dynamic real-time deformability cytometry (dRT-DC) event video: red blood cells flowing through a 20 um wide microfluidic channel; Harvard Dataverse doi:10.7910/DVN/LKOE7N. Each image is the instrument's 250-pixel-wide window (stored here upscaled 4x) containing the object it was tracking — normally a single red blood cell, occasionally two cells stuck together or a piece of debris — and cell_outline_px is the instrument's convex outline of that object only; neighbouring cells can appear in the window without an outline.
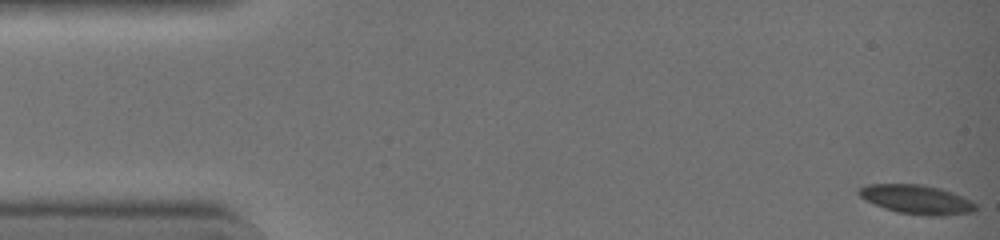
{"species": "common noctule bat (a hibernating species)", "species_latin": "Nyctalus noctula", "temperature_condition": "warm", "stored_images_in_passage": 44, "camera_frame_rate_fps": 3000, "um_per_image_px": 0.085, "animal": {"sex": "female", "body_mass_g": 19.0, "forearm_length_mm": 51.5}, "frame": {"image": 1, "passage_image": 1, "time_ms": 0.0, "image_size_px": [1000, 240], "cell_outline_px": [[976, 212], [944, 216], [928, 216], [896, 212], [884, 208], [864, 200], [856, 192], [860, 188], [868, 184], [920, 184], [940, 188], [952, 192], [972, 200], [976, 204]], "centroid_in_image_um": [77.94, 16.96], "position_along_channel_um": 7.1, "area_um2": 20.06}}
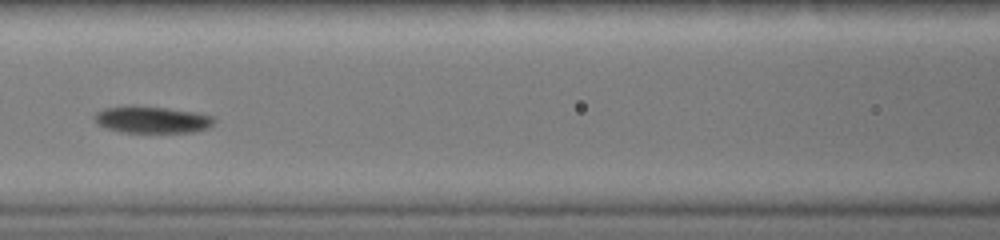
{"frame": {"image": 2, "passage_image": 20, "time_ms": 6.333, "image_size_px": [1000, 240], "cell_outline_px": [[216, 120], [208, 128], [196, 132], [120, 132], [104, 128], [96, 124], [96, 112], [104, 108], [164, 108], [192, 112], [212, 116]], "centroid_in_image_um": [12.95, 10.22], "position_along_channel_um": 153.7, "area_um2": 17.92}}
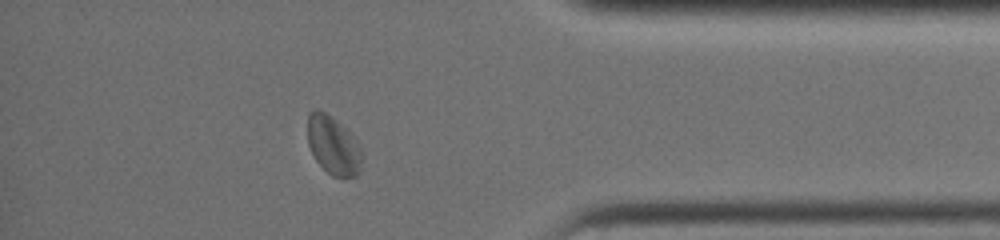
{"frame": {"image": 3, "passage_image": 38, "time_ms": 12.333, "image_size_px": [1000, 240], "cell_outline_px": [[360, 172], [356, 176], [344, 180], [332, 176], [316, 160], [308, 144], [308, 112], [316, 108], [324, 112], [336, 120], [360, 144]], "centroid_in_image_um": [28.32, 12.39], "position_along_channel_um": 406.9, "area_um2": 18.44}}